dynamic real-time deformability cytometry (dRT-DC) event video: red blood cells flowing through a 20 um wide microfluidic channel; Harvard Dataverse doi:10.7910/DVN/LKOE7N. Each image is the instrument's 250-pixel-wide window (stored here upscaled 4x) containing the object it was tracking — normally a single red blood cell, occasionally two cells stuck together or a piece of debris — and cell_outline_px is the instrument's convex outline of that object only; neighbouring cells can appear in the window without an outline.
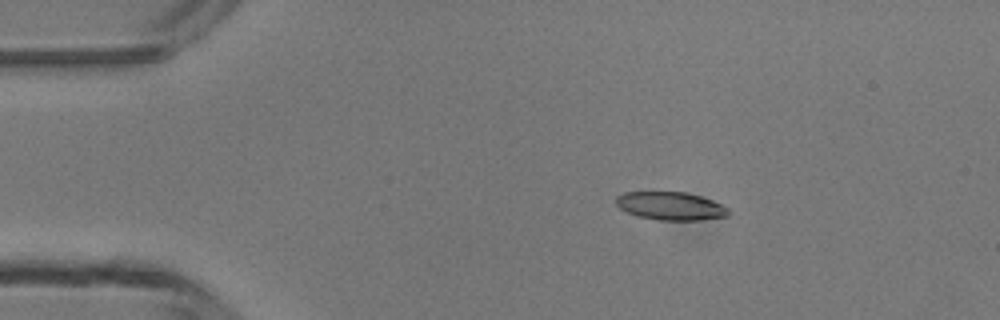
{"species": "common noctule bat (a hibernating species)", "species_latin": "Nyctalus noctula", "temperature_condition": "room temperature", "stored_images_in_passage": 3, "camera_frame_rate_fps": 3000, "um_per_image_px": 0.085, "animal": {"sex": "male", "body_mass_g": 13.3}, "frame": {"image": 1, "passage_image": 1, "time_ms": 0.0, "image_size_px": [1000, 320], "cell_outline_px": [[728, 216], [700, 220], [660, 220], [640, 216], [628, 212], [620, 208], [616, 204], [616, 196], [624, 192], [684, 192], [700, 196], [712, 200], [728, 208]], "centroid_in_image_um": [57.0, 17.5], "position_along_channel_um": 28.0, "area_um2": 18.21}}
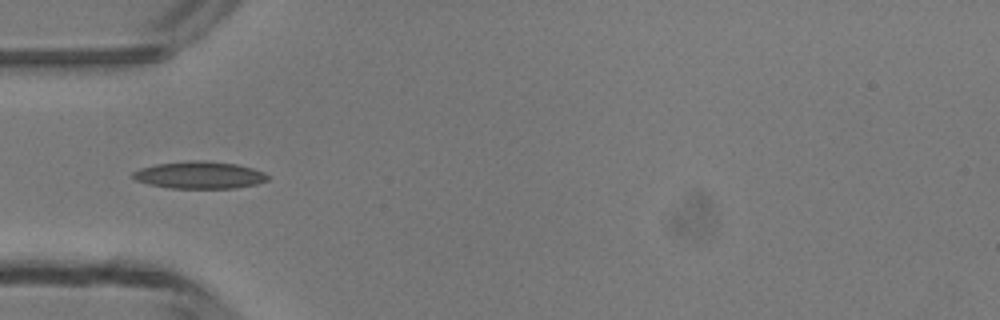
{"frame": {"image": 2, "passage_image": 3, "time_ms": 2.333, "image_size_px": [1000, 320], "cell_outline_px": [[268, 180], [256, 184], [236, 188], [168, 188], [148, 184], [136, 180], [132, 176], [132, 172], [140, 168], [156, 164], [196, 160], [204, 160], [236, 164], [252, 168], [264, 172], [268, 176]], "centroid_in_image_um": [16.95, 14.88], "position_along_channel_um": 68.1, "area_um2": 21.33}}